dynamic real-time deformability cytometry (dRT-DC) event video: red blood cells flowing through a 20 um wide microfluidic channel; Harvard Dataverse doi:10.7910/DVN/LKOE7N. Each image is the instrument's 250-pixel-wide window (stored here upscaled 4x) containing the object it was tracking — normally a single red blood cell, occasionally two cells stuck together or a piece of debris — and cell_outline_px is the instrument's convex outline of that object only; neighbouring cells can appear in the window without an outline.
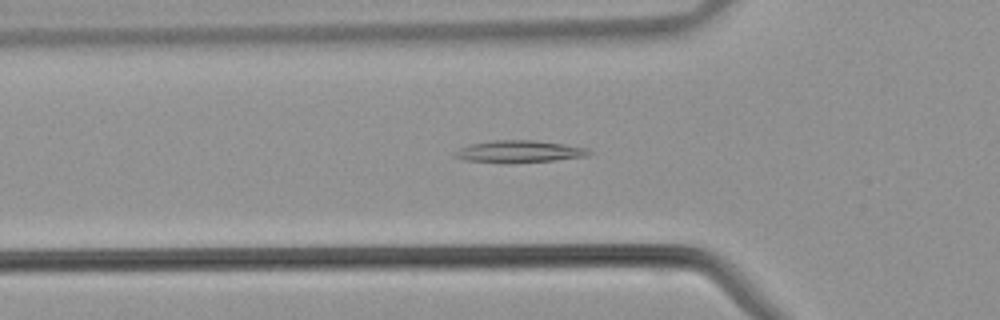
{"species": "common noctule bat (a hibernating species)", "species_latin": "Nyctalus noctula", "temperature_condition": "warm", "stored_images_in_passage": 34, "camera_frame_rate_fps": 3000, "um_per_image_px": 0.085, "animal": {"sex": "male", "body_mass_g": 21.5, "forearm_length_mm": 52.0}, "frame": {"image": 1, "passage_image": 5, "time_ms": 1.333, "image_size_px": [1000, 320], "cell_outline_px": [[592, 152], [588, 156], [556, 160], [508, 164], [500, 164], [464, 160], [452, 156], [460, 148], [468, 144], [492, 140], [532, 140], [564, 144], [588, 148]], "centroid_in_image_um": [44.1, 12.9], "position_along_channel_um": 81.7, "area_um2": 17.69}}
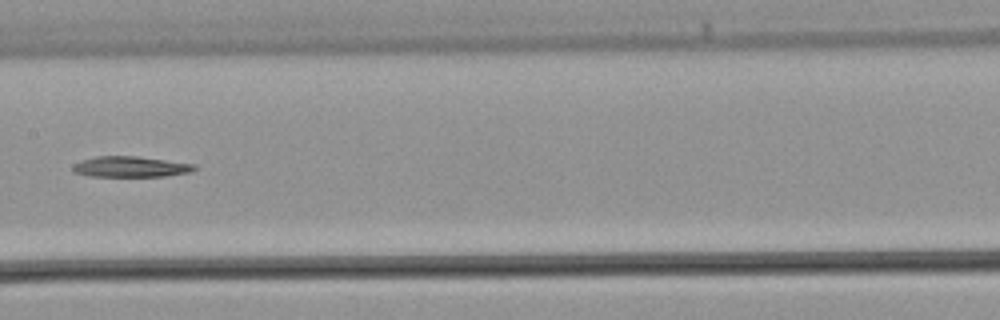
{"frame": {"image": 2, "passage_image": 12, "time_ms": 3.667, "image_size_px": [1000, 320], "cell_outline_px": [[196, 168], [192, 172], [164, 176], [88, 176], [72, 172], [72, 168], [76, 164], [84, 160], [96, 156], [136, 156], [196, 164]], "centroid_in_image_um": [11.12, 14.18], "position_along_channel_um": 196.3, "area_um2": 14.57}}
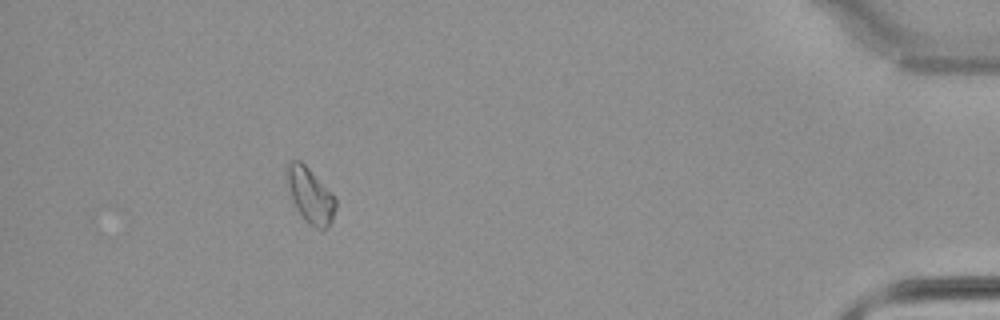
{"frame": {"image": 3, "passage_image": 29, "time_ms": 9.333, "image_size_px": [1000, 320], "cell_outline_px": [[336, 208], [332, 220], [324, 228], [316, 228], [308, 224], [304, 220], [296, 208], [292, 200], [288, 184], [288, 164], [292, 160], [300, 160], [308, 168], [336, 200]], "centroid_in_image_um": [26.37, 16.64], "position_along_channel_um": 408.8, "area_um2": 14.97}}